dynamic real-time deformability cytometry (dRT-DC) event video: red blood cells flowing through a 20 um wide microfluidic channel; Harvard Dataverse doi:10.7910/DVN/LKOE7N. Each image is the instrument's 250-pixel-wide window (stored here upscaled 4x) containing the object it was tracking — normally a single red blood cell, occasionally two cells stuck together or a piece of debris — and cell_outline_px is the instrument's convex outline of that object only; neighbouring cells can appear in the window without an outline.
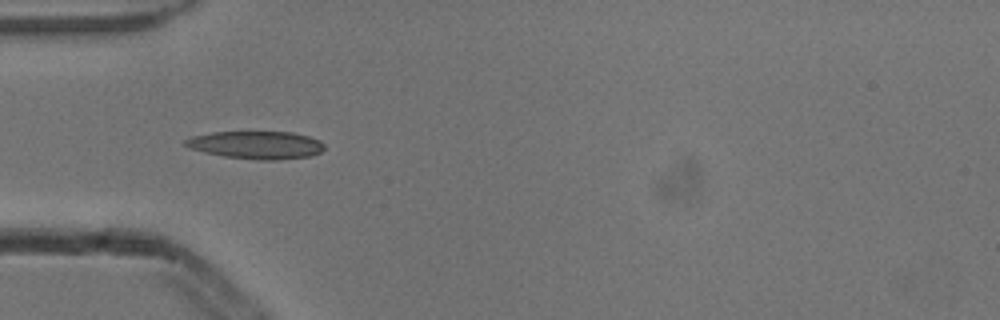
{"species": "common noctule bat (a hibernating species)", "species_latin": "Nyctalus noctula", "temperature_condition": "cold", "stored_images_in_passage": 6, "camera_frame_rate_fps": 3000, "um_per_image_px": 0.085, "animal": {"sex": "male", "body_mass_g": 13.3}, "frame": {"image": 1, "passage_image": 3, "time_ms": 0.667, "image_size_px": [1000, 320], "cell_outline_px": [[324, 148], [320, 152], [308, 156], [276, 160], [256, 160], [224, 156], [204, 152], [188, 148], [184, 144], [184, 140], [192, 136], [212, 132], [292, 132], [308, 136], [320, 140], [324, 144]], "centroid_in_image_um": [21.76, 12.32], "position_along_channel_um": 63.2, "area_um2": 22.48}}
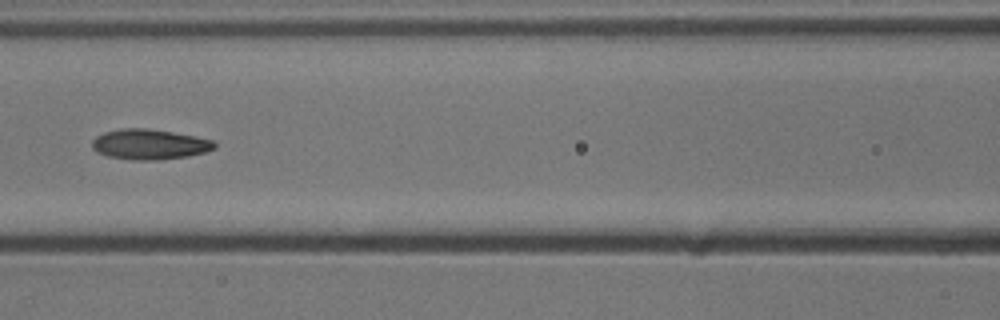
{"frame": {"image": 2, "passage_image": 5, "time_ms": 1.333, "image_size_px": [1000, 320], "cell_outline_px": [[216, 148], [204, 152], [188, 156], [160, 160], [132, 160], [108, 156], [96, 152], [92, 148], [92, 140], [96, 136], [104, 132], [120, 128], [148, 128], [196, 136], [216, 140]], "centroid_in_image_um": [12.72, 12.26], "position_along_channel_um": 153.9, "area_um2": 21.85}}
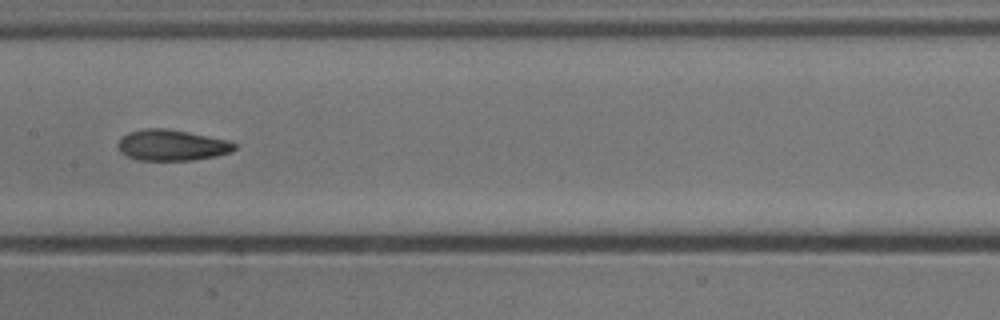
{"frame": {"image": 3, "passage_image": 6, "time_ms": 1.667, "image_size_px": [1000, 320], "cell_outline_px": [[236, 148], [232, 152], [216, 156], [192, 160], [140, 160], [128, 156], [120, 152], [116, 144], [128, 132], [144, 128], [164, 128], [188, 132], [228, 140], [236, 144]], "centroid_in_image_um": [14.61, 12.34], "position_along_channel_um": 192.8, "area_um2": 20.98}}